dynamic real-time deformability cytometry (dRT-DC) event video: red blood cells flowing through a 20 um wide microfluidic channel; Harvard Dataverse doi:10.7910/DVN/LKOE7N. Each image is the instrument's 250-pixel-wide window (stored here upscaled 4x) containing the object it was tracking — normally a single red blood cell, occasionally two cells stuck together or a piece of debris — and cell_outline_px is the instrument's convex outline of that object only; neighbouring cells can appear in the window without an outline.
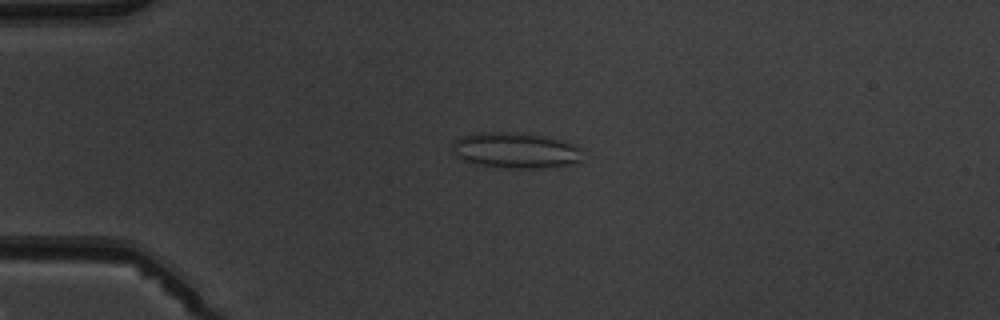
{"species": "common noctule bat (a hibernating species)", "species_latin": "Nyctalus noctula", "temperature_condition": "warm", "stored_images_in_passage": 5, "camera_frame_rate_fps": 3000, "um_per_image_px": 0.085, "animal": {"sex": "male", "body_mass_g": 19.5, "forearm_length_mm": 54.6}, "frame": {"image": 1, "passage_image": 4, "time_ms": 3.333, "image_size_px": [1000, 320], "cell_outline_px": [[580, 160], [576, 164], [560, 168], [508, 168], [476, 164], [460, 160], [456, 156], [452, 144], [452, 140], [464, 136], [480, 132], [512, 132], [544, 136], [564, 140], [576, 144], [580, 148]], "centroid_in_image_um": [43.86, 12.8], "position_along_channel_um": 41.1, "area_um2": 27.57}}